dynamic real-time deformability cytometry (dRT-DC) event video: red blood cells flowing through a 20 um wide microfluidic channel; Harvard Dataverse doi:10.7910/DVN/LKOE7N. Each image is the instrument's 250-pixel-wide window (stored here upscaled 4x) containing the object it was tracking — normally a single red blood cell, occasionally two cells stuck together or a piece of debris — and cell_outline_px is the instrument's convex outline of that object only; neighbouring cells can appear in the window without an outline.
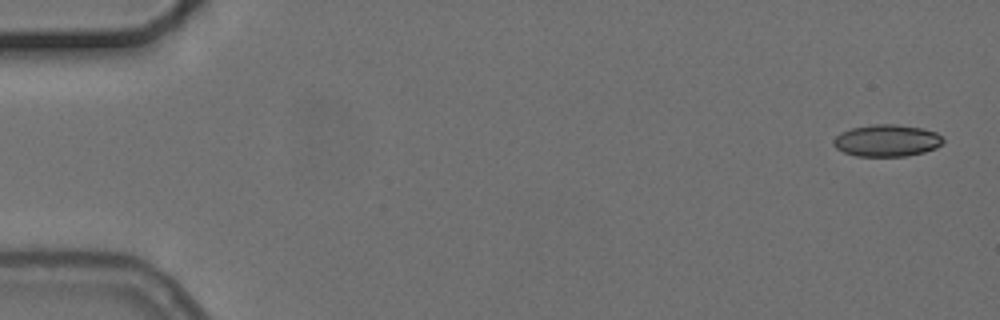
{"species": "common noctule bat (a hibernating species)", "species_latin": "Nyctalus noctula", "temperature_condition": "cold", "stored_images_in_passage": 4, "camera_frame_rate_fps": 3000, "um_per_image_px": 0.085, "animal": {"sex": "female", "body_mass_g": 24.6, "forearm_length_mm": 56.2}, "frame": {"image": 1, "passage_image": 1, "time_ms": 0.0, "image_size_px": [1000, 320], "cell_outline_px": [[944, 140], [936, 148], [924, 152], [904, 156], [856, 156], [844, 152], [836, 148], [832, 144], [832, 140], [840, 132], [852, 128], [872, 124], [896, 124], [924, 128], [936, 132]], "centroid_in_image_um": [75.36, 11.94], "position_along_channel_um": 9.6, "area_um2": 20.46}}
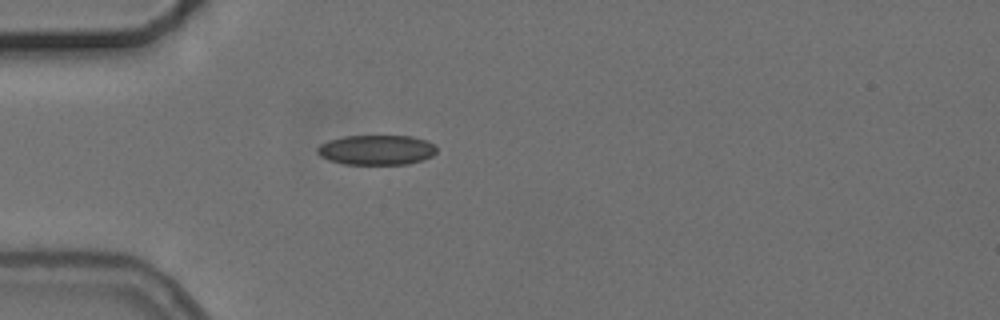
{"frame": {"image": 2, "passage_image": 4, "time_ms": 4.667, "image_size_px": [1000, 320], "cell_outline_px": [[436, 152], [432, 156], [424, 160], [408, 164], [344, 164], [328, 160], [320, 156], [316, 152], [316, 148], [320, 144], [328, 140], [344, 136], [412, 136], [428, 140], [436, 148]], "centroid_in_image_um": [31.99, 12.74], "position_along_channel_um": 53.0, "area_um2": 20.98}}